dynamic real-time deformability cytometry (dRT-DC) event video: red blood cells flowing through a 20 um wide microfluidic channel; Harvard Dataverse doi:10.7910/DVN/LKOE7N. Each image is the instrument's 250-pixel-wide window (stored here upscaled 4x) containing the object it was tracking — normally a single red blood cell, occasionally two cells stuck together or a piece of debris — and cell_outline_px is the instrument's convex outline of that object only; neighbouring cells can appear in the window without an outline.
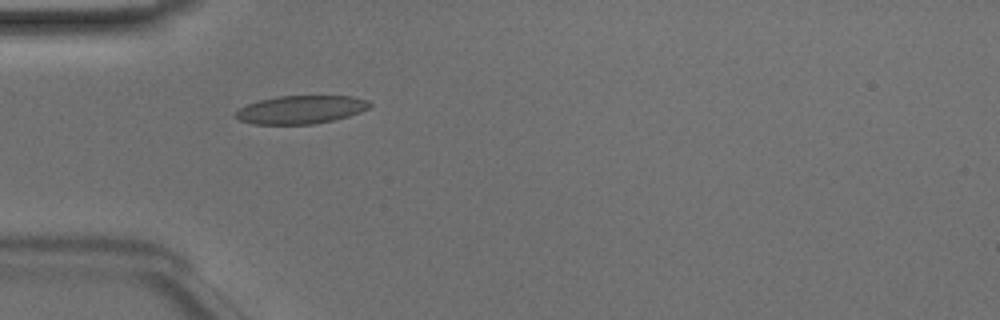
{"species": "Egyptian fruit bat (a non-hibernating species)", "species_latin": "Rousettus aegyptiacus", "temperature_condition": "room temperature", "stored_images_in_passage": 35, "camera_frame_rate_fps": 3000, "um_per_image_px": 0.085, "animal": {"sex": "male"}, "frame": {"image": 1, "passage_image": 1, "time_ms": 0.0, "image_size_px": [1000, 320], "cell_outline_px": [[372, 104], [368, 108], [360, 112], [348, 116], [332, 120], [312, 124], [252, 124], [240, 120], [232, 116], [240, 108], [248, 104], [260, 100], [280, 96], [352, 96], [368, 100]], "centroid_in_image_um": [25.56, 9.32], "position_along_channel_um": 59.4, "area_um2": 21.91}}
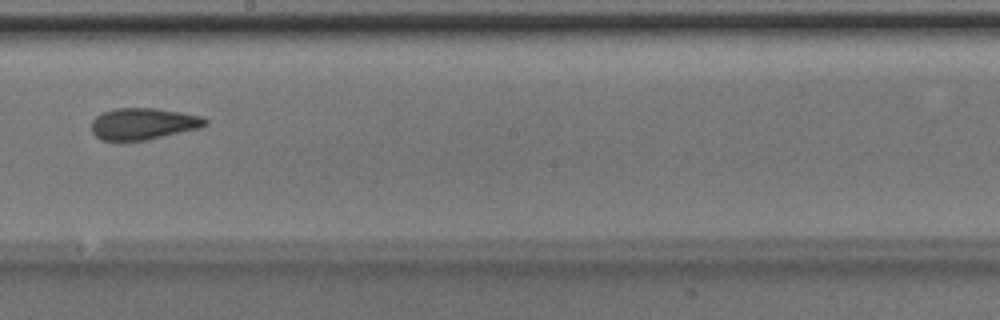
{"frame": {"image": 2, "passage_image": 14, "time_ms": 4.333, "image_size_px": [1000, 320], "cell_outline_px": [[208, 124], [200, 128], [144, 140], [100, 140], [92, 132], [92, 120], [100, 112], [112, 108], [156, 108], [180, 112], [200, 116], [208, 120]], "centroid_in_image_um": [12.15, 10.5], "position_along_channel_um": 236.1, "area_um2": 20.92}}
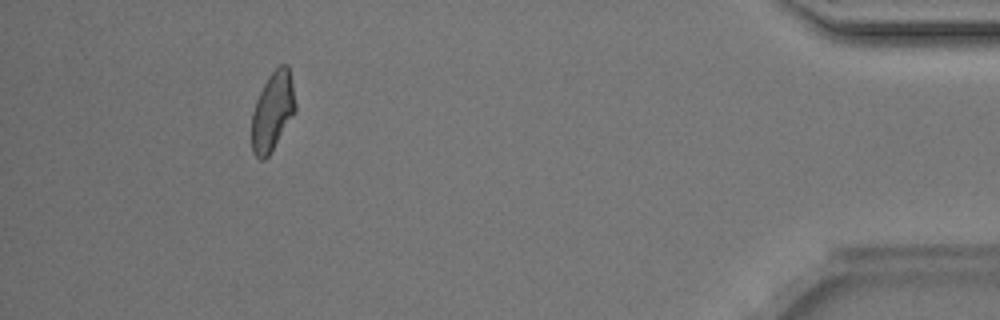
{"frame": {"image": 3, "passage_image": 31, "time_ms": 10.0, "image_size_px": [1000, 320], "cell_outline_px": [[296, 108], [292, 116], [268, 156], [264, 160], [260, 160], [252, 152], [252, 112], [256, 100], [268, 76], [280, 64], [288, 64], [296, 104]], "centroid_in_image_um": [23.15, 9.45], "position_along_channel_um": 412.0, "area_um2": 19.71}, "authors_computed_cell_mechanics": {"area_um2": 20.7502, "velocity_mm_per_s": 4.1563, "shape_relaxation_time_tau1_ms": 8.1156, "shape_relaxation_time_tau2_ms": 1.9388, "deformation_change_tau1": 0.1943, "deformation_change_tau2": 0.0698}}